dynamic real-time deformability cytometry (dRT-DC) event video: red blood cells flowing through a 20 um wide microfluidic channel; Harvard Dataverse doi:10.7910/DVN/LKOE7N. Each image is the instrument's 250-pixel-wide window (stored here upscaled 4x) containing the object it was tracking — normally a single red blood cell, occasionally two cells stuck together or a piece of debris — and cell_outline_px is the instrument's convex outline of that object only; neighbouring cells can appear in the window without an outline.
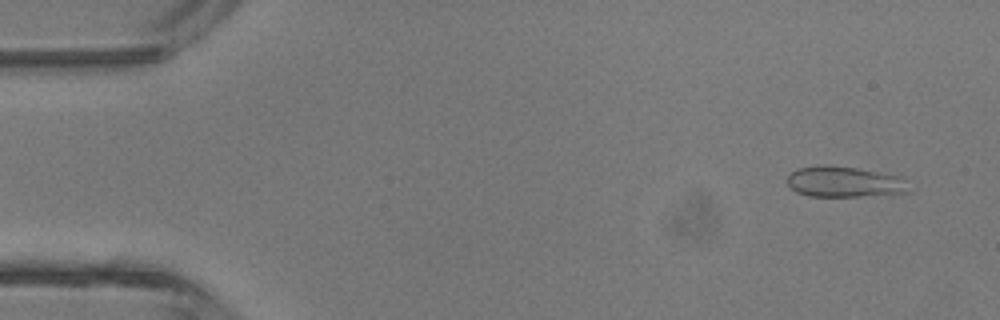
{"species": "common noctule bat (a hibernating species)", "species_latin": "Nyctalus noctula", "temperature_condition": "room temperature", "stored_images_in_passage": 5, "camera_frame_rate_fps": 3000, "um_per_image_px": 0.085, "animal": {"sex": "male", "body_mass_g": 13.3}, "frame": {"image": 1, "passage_image": 1, "time_ms": 0.0, "image_size_px": [1000, 320], "cell_outline_px": [[908, 192], [860, 196], [808, 196], [796, 192], [788, 184], [788, 176], [796, 168], [816, 164], [828, 164], [856, 168], [900, 176]], "centroid_in_image_um": [71.66, 15.43], "position_along_channel_um": 13.3, "area_um2": 21.56}}
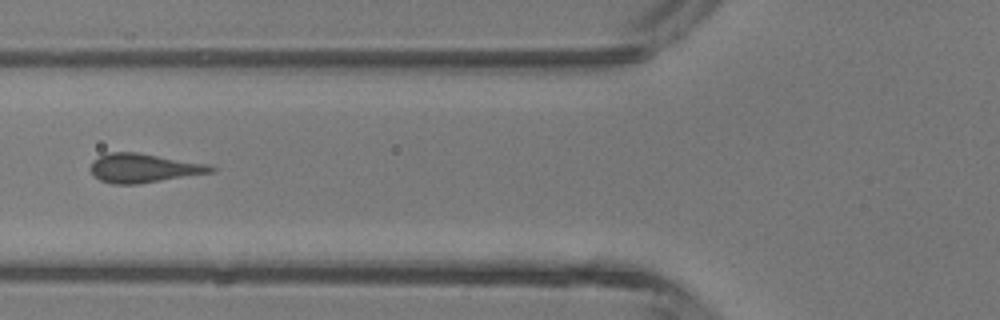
{"frame": {"image": 2, "passage_image": 5, "time_ms": 4.667, "image_size_px": [1000, 320], "cell_outline_px": [[216, 172], [136, 184], [112, 184], [100, 180], [92, 172], [92, 160], [108, 152], [140, 152], [212, 164], [216, 168]], "centroid_in_image_um": [12.3, 14.27], "position_along_channel_um": 113.5, "area_um2": 20.58}}